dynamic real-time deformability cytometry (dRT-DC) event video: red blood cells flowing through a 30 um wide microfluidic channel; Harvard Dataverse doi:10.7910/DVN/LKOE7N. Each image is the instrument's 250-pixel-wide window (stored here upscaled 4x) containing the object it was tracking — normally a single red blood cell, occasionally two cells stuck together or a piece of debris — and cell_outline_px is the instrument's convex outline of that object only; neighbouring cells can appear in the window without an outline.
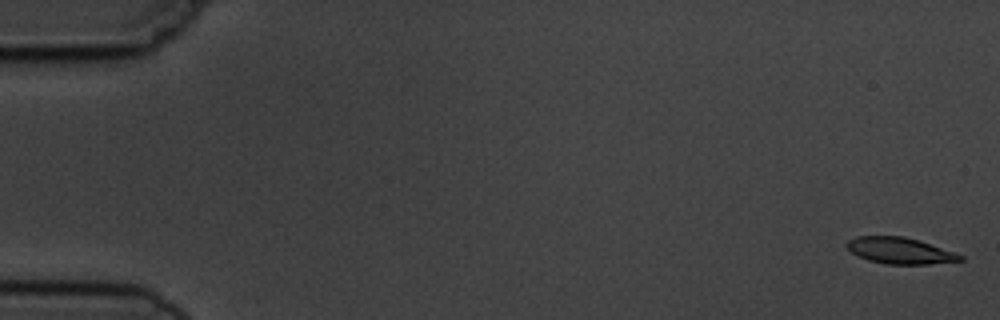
{"species": "common noctule bat (a hibernating species)", "species_latin": "Nyctalus noctula", "temperature_condition": "cold", "stored_images_in_passage": 6, "camera_frame_rate_fps": 3000, "um_per_image_px": 0.085, "animal": {"sex": "male", "body_mass_g": 19.5, "forearm_length_mm": 54.6}, "frame": {"image": 1, "passage_image": 1, "time_ms": 0.0, "image_size_px": [1000, 320], "cell_outline_px": [[964, 260], [928, 264], [888, 264], [868, 260], [852, 252], [844, 244], [848, 240], [856, 236], [904, 236], [964, 256]], "centroid_in_image_um": [76.44, 21.3], "position_along_channel_um": 8.6, "area_um2": 16.99}}